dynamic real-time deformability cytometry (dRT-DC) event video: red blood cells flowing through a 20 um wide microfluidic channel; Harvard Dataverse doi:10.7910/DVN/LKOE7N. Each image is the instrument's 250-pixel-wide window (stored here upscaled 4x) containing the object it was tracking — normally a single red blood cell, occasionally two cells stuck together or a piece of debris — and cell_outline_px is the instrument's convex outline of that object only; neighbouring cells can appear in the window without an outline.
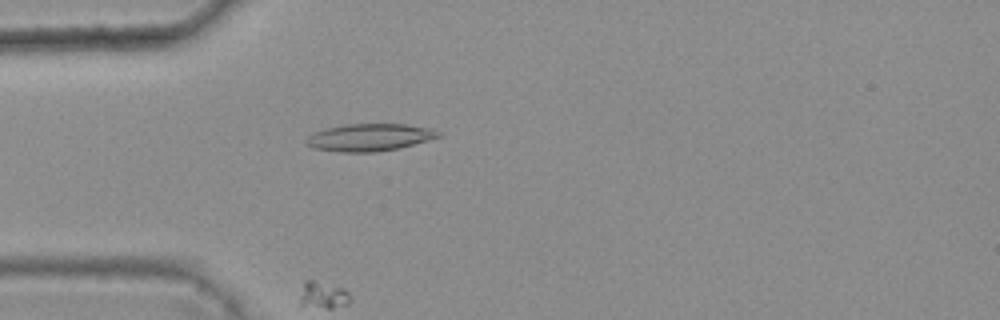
{"species": "common noctule bat (a hibernating species)", "species_latin": "Nyctalus noctula", "temperature_condition": "warm", "stored_images_in_passage": 3, "camera_frame_rate_fps": 3000, "um_per_image_px": 0.085, "animal": {"sex": "female", "body_mass_g": 25.1}, "frame": {"image": 1, "passage_image": 3, "time_ms": 0.667, "image_size_px": [1000, 320], "cell_outline_px": [[444, 132], [440, 136], [400, 148], [376, 152], [340, 152], [312, 148], [304, 144], [304, 140], [308, 136], [316, 132], [328, 128], [344, 124], [408, 124], [432, 128]], "centroid_in_image_um": [31.42, 11.68], "position_along_channel_um": 53.6, "area_um2": 21.21}}